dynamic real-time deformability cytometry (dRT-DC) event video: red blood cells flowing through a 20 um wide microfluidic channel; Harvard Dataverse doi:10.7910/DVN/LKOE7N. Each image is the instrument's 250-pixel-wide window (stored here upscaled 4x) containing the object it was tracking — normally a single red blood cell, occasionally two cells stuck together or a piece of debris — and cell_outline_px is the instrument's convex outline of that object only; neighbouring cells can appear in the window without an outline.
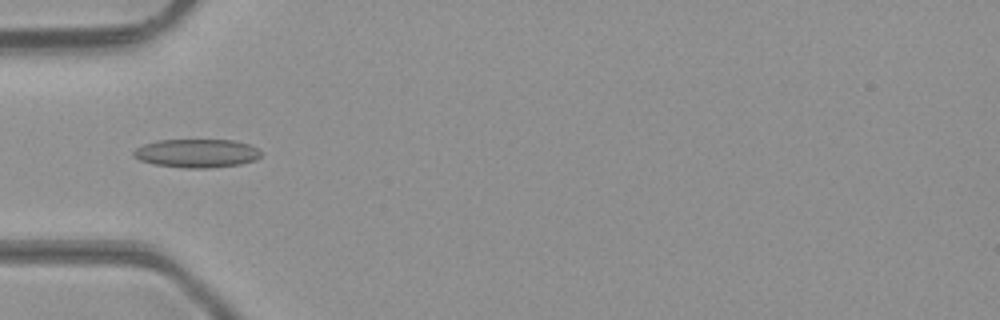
{"species": "common noctule bat (a hibernating species)", "species_latin": "Nyctalus noctula", "temperature_condition": "room temperature", "stored_images_in_passage": 47, "camera_frame_rate_fps": 3000, "um_per_image_px": 0.085, "animal": {"sex": "male", "body_mass_g": 23.1, "forearm_length_mm": 52.7}, "frame": {"image": 1, "passage_image": 15, "time_ms": 4.667, "image_size_px": [1000, 320], "cell_outline_px": [[260, 156], [256, 160], [240, 164], [212, 168], [184, 168], [152, 164], [140, 160], [132, 156], [132, 152], [136, 148], [144, 144], [156, 140], [236, 140], [248, 144], [256, 148], [260, 152]], "centroid_in_image_um": [16.69, 13.03], "position_along_channel_um": 68.3, "area_um2": 21.33}}
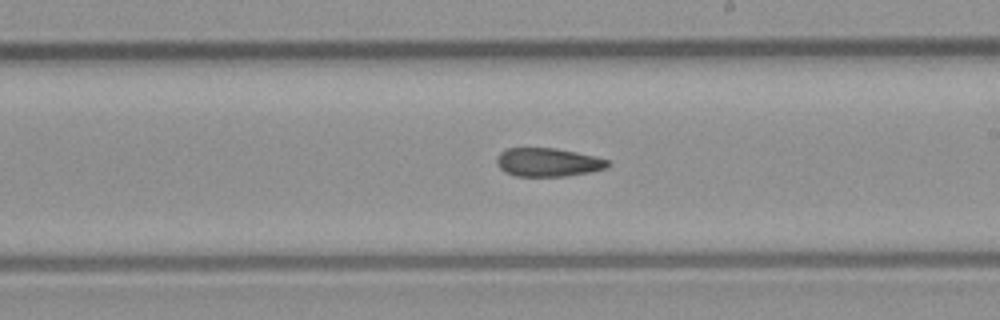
{"frame": {"image": 2, "passage_image": 27, "time_ms": 8.667, "image_size_px": [1000, 320], "cell_outline_px": [[612, 164], [608, 168], [588, 172], [564, 176], [516, 176], [504, 172], [496, 164], [496, 156], [500, 152], [508, 148], [556, 148], [596, 156], [608, 160]], "centroid_in_image_um": [46.57, 13.79], "position_along_channel_um": 242.4, "area_um2": 18.61}}
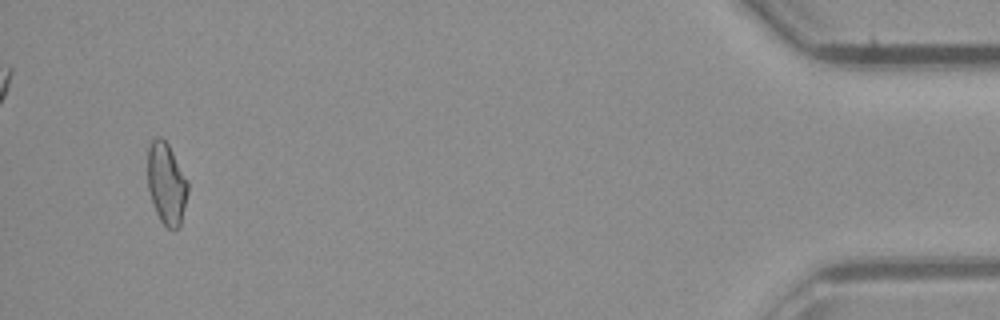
{"frame": {"image": 3, "passage_image": 45, "time_ms": 14.667, "image_size_px": [1000, 320], "cell_outline_px": [[188, 192], [180, 228], [168, 228], [160, 220], [156, 212], [148, 188], [148, 148], [152, 140], [156, 136], [160, 136], [168, 144], [188, 180]], "centroid_in_image_um": [14.16, 15.6], "position_along_channel_um": 421.0, "area_um2": 19.07}, "authors_computed_cell_mechanics": {"area_um2": 19.4208, "velocity_mm_per_s": 4.3317, "shape_relaxation_time_tau1_ms": null, "shape_relaxation_time_tau2_ms": 8.4048, "deformation_change_tau1": null, "deformation_change_tau2": 0.1851}}